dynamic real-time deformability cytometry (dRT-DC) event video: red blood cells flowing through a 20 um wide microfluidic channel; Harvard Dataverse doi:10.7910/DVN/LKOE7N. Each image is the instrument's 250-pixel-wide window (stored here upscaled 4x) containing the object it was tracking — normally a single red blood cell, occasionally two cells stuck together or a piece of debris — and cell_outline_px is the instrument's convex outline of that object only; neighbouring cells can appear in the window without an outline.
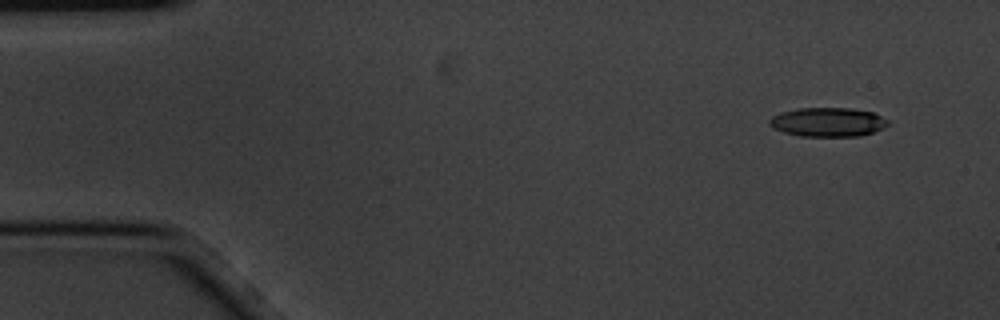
{"species": "common noctule bat (a hibernating species)", "species_latin": "Nyctalus noctula", "temperature_condition": "cold", "stored_images_in_passage": 4, "camera_frame_rate_fps": 3000, "um_per_image_px": 0.085, "animal": {"sex": "male", "body_mass_g": 20.1, "forearm_length_mm": 53.5}, "frame": {"image": 1, "passage_image": 1, "time_ms": 0.0, "image_size_px": [1000, 320], "cell_outline_px": [[888, 124], [872, 132], [860, 136], [800, 136], [784, 132], [772, 128], [768, 124], [768, 120], [772, 116], [780, 112], [800, 108], [852, 108], [872, 112], [888, 120]], "centroid_in_image_um": [70.31, 10.37], "position_along_channel_um": 14.7, "area_um2": 20.0}}
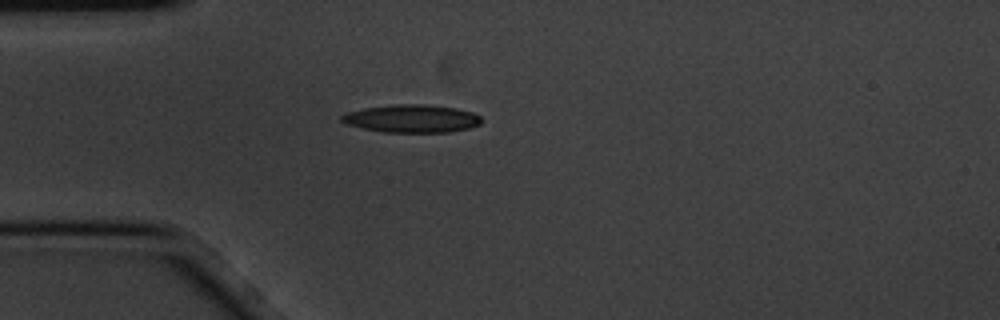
{"frame": {"image": 2, "passage_image": 4, "time_ms": 1.0, "image_size_px": [1000, 320], "cell_outline_px": [[480, 124], [468, 128], [448, 132], [384, 132], [344, 124], [340, 120], [340, 116], [348, 112], [364, 108], [396, 104], [424, 104], [456, 108], [472, 112], [480, 116]], "centroid_in_image_um": [34.97, 10.08], "position_along_channel_um": 50.0, "area_um2": 22.6}}